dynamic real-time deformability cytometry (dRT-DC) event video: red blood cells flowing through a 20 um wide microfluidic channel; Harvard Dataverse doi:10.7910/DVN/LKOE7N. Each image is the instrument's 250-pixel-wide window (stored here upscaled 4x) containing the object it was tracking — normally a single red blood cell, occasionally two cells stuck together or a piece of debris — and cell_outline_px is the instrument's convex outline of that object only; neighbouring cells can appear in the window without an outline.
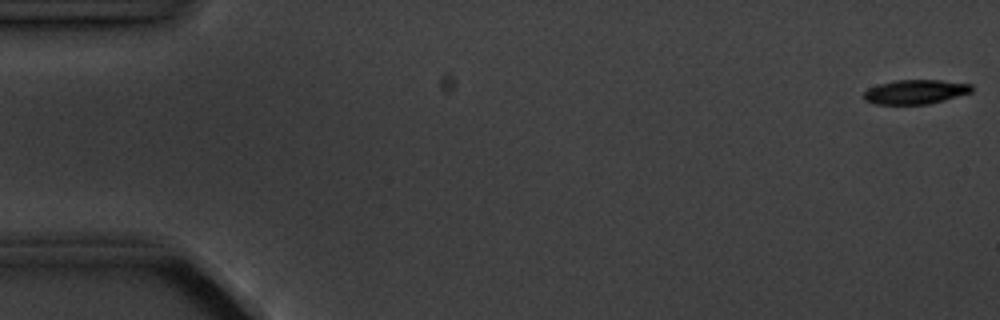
{"species": "common noctule bat (a hibernating species)", "species_latin": "Nyctalus noctula", "temperature_condition": "cold", "stored_images_in_passage": 5, "camera_frame_rate_fps": 3000, "um_per_image_px": 0.085, "animal": {"sex": "male", "body_mass_g": 20.1, "forearm_length_mm": 53.5}, "frame": {"image": 1, "passage_image": 1, "time_ms": 0.0, "image_size_px": [1000, 320], "cell_outline_px": [[972, 92], [944, 100], [928, 104], [876, 104], [864, 100], [864, 92], [868, 88], [880, 84], [896, 80], [940, 80], [972, 84]], "centroid_in_image_um": [77.81, 7.8], "position_along_channel_um": 7.2, "area_um2": 15.2}}